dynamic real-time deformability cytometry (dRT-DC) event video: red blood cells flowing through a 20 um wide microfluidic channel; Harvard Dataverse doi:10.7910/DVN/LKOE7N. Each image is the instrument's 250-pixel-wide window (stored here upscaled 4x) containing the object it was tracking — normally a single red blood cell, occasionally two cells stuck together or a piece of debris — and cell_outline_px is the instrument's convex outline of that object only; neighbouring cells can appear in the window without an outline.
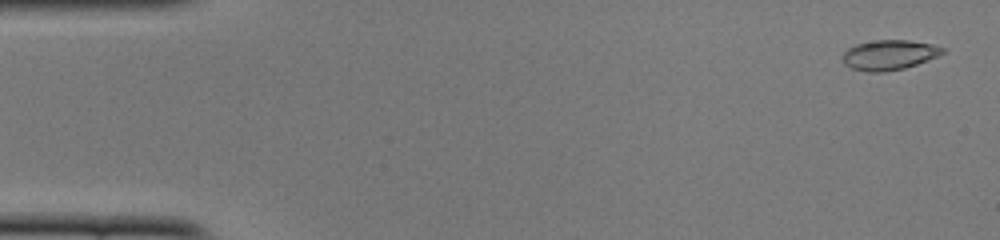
{"species": "common noctule bat (a hibernating species)", "species_latin": "Nyctalus noctula", "temperature_condition": "cold", "stored_images_in_passage": 50, "camera_frame_rate_fps": 3000, "um_per_image_px": 0.085, "animal": {"sex": "female", "body_mass_g": 22.0, "forearm_length_mm": 56.7}, "frame": {"image": 1, "passage_image": 1, "time_ms": 0.0, "image_size_px": [1000, 240], "cell_outline_px": [[944, 52], [936, 56], [916, 64], [904, 68], [884, 72], [868, 72], [852, 68], [844, 64], [840, 56], [848, 48], [856, 44], [876, 40], [908, 40], [932, 44], [944, 48]], "centroid_in_image_um": [75.52, 4.67], "position_along_channel_um": 9.5, "area_um2": 17.34}}
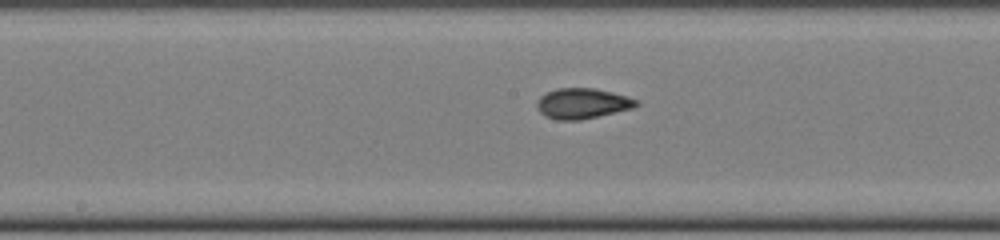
{"frame": {"image": 2, "passage_image": 25, "time_ms": 8.0, "image_size_px": [1000, 240], "cell_outline_px": [[640, 104], [632, 108], [580, 120], [556, 120], [544, 116], [540, 112], [536, 104], [540, 96], [556, 88], [592, 88], [612, 92], [628, 96], [640, 100]], "centroid_in_image_um": [49.51, 8.79], "position_along_channel_um": 198.7, "area_um2": 17.63}}
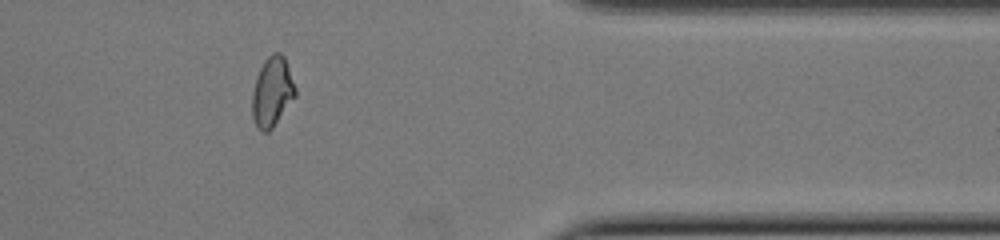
{"frame": {"image": 3, "passage_image": 41, "time_ms": 13.333, "image_size_px": [1000, 240], "cell_outline_px": [[296, 96], [272, 128], [268, 132], [260, 132], [256, 128], [252, 116], [252, 92], [256, 76], [264, 60], [272, 52], [280, 52], [284, 56], [296, 88]], "centroid_in_image_um": [23.12, 7.82], "position_along_channel_um": 388.3, "area_um2": 17.69}, "authors_computed_cell_mechanics": {"area_um2": 17.34, "velocity_mm_per_s": 3.9214, "shape_relaxation_time_tau1_ms": 9.4446, "shape_relaxation_time_tau2_ms": 1.6818, "deformation_change_tau1": 0.1995, "deformation_change_tau2": 0.054}}